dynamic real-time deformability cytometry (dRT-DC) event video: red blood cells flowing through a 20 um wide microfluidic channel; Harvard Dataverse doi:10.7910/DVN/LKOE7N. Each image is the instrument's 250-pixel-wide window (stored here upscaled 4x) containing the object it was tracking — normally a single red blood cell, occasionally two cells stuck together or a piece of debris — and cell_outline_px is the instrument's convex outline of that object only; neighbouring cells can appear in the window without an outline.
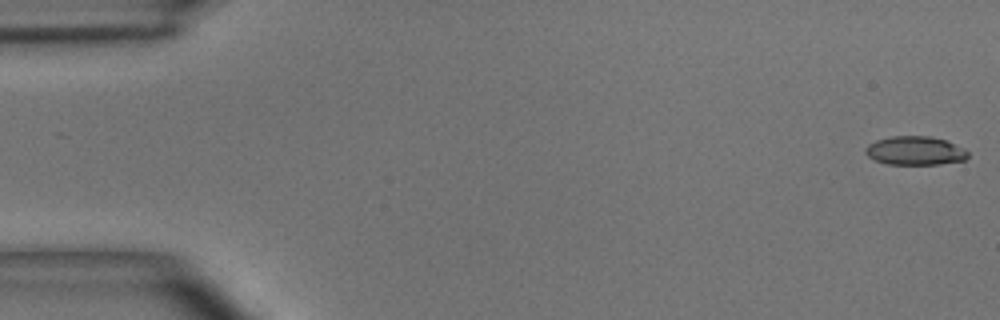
{"species": "common noctule bat (a hibernating species)", "species_latin": "Nyctalus noctula", "temperature_condition": "room temperature", "stored_images_in_passage": 54, "camera_frame_rate_fps": 3000, "um_per_image_px": 0.085, "animal": {"sex": "male", "body_mass_g": 15.6}, "frame": {"image": 1, "passage_image": 1, "time_ms": 0.0, "image_size_px": [1000, 320], "cell_outline_px": [[968, 156], [964, 160], [940, 164], [888, 164], [876, 160], [868, 156], [864, 152], [864, 148], [868, 144], [876, 140], [892, 136], [932, 136], [944, 140], [964, 148], [968, 152]], "centroid_in_image_um": [77.77, 12.8], "position_along_channel_um": 7.2, "area_um2": 17.11}}
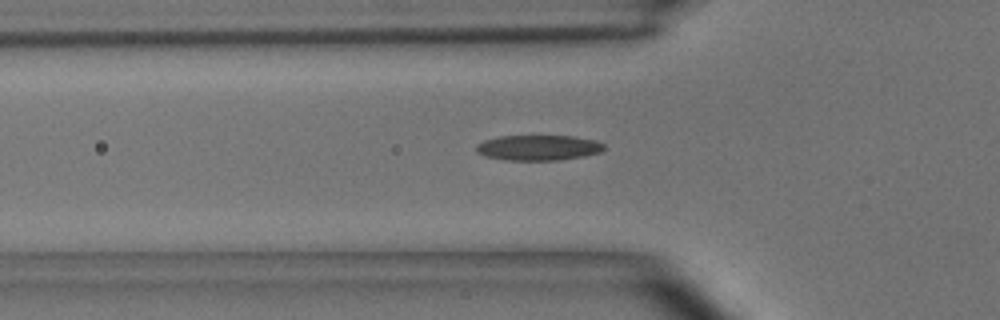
{"frame": {"image": 2, "passage_image": 18, "time_ms": 5.667, "image_size_px": [1000, 320], "cell_outline_px": [[604, 148], [600, 152], [584, 156], [560, 160], [504, 160], [484, 156], [476, 152], [476, 144], [484, 140], [500, 136], [576, 136], [596, 140], [604, 144]], "centroid_in_image_um": [45.75, 12.55], "position_along_channel_um": 80.1, "area_um2": 19.02}}
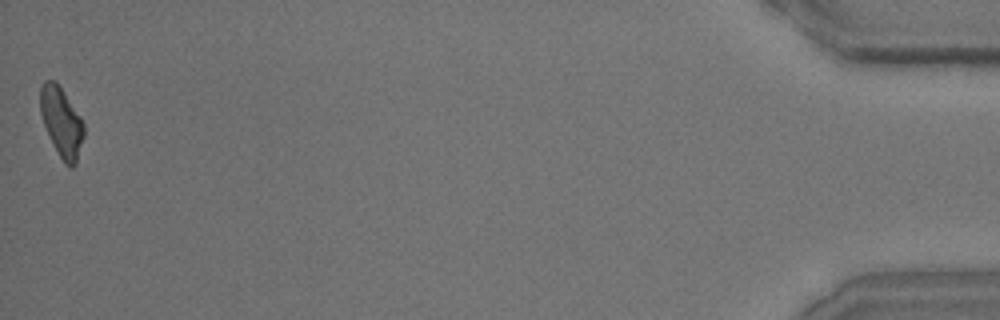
{"frame": {"image": 3, "passage_image": 54, "time_ms": 17.667, "image_size_px": [1000, 320], "cell_outline_px": [[84, 136], [76, 164], [72, 168], [68, 168], [64, 164], [52, 144], [44, 124], [40, 112], [40, 88], [44, 80], [56, 80], [80, 116], [84, 124]], "centroid_in_image_um": [5.23, 10.4], "position_along_channel_um": 430.0, "area_um2": 17.8}, "authors_computed_cell_mechanics": {"area_um2": 18.207, "velocity_mm_per_s": 3.6893, "shape_relaxation_time_tau1_ms": 4.4762, "shape_relaxation_time_tau2_ms": 2.2468, "deformation_change_tau1": 0.1611, "deformation_change_tau2": 0.1065}}